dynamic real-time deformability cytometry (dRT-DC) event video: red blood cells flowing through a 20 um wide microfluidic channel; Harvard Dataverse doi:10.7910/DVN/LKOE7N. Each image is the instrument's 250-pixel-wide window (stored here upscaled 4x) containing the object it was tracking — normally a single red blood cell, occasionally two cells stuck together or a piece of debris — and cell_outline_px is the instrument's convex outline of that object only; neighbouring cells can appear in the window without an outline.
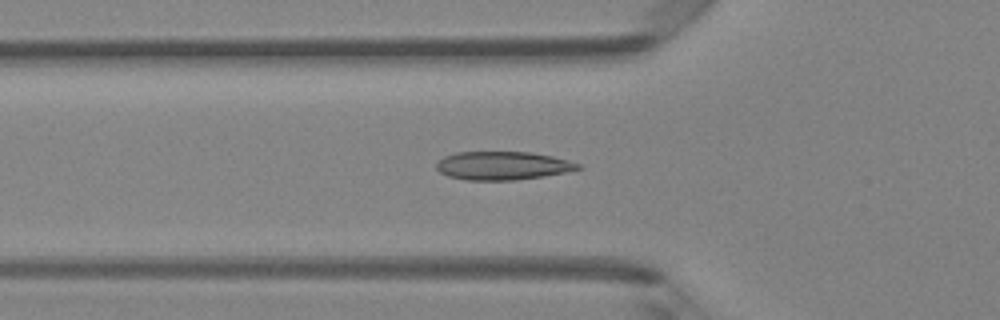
{"species": "Egyptian fruit bat (a non-hibernating species)", "species_latin": "Rousettus aegyptiacus", "temperature_condition": "room temperature", "stored_images_in_passage": 48, "camera_frame_rate_fps": 3000, "um_per_image_px": 0.085, "animal": {"sex": "female"}, "frame": {"image": 1, "passage_image": 17, "time_ms": 5.333, "image_size_px": [1000, 320], "cell_outline_px": [[580, 168], [564, 172], [544, 176], [516, 180], [468, 180], [448, 176], [440, 172], [436, 168], [436, 164], [444, 156], [456, 152], [532, 152], [552, 156], [580, 164]], "centroid_in_image_um": [42.69, 14.08], "position_along_channel_um": 83.1, "area_um2": 23.24}}
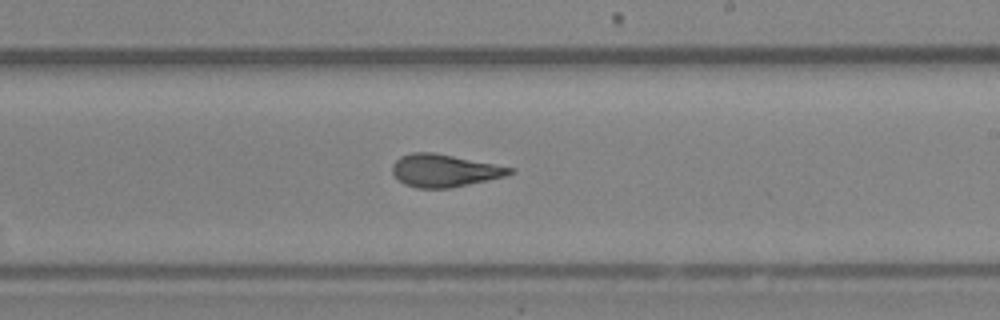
{"frame": {"image": 2, "passage_image": 29, "time_ms": 9.333, "image_size_px": [1000, 320], "cell_outline_px": [[516, 172], [504, 176], [448, 188], [416, 188], [404, 184], [392, 172], [392, 164], [400, 156], [412, 152], [436, 152], [516, 168]], "centroid_in_image_um": [37.77, 14.48], "position_along_channel_um": 251.2, "area_um2": 22.31}}
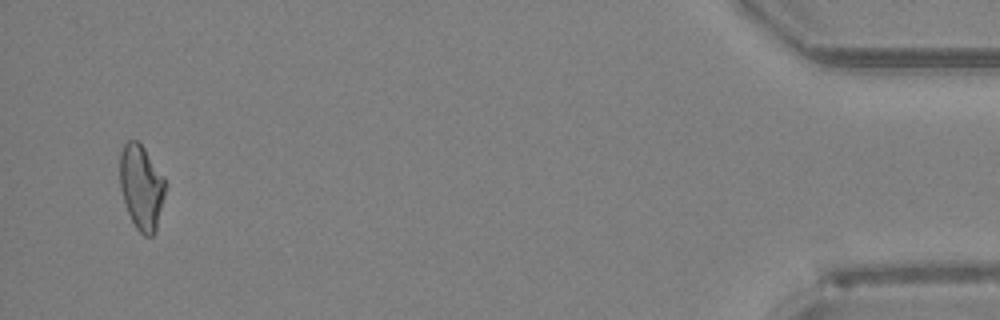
{"frame": {"image": 3, "passage_image": 47, "time_ms": 15.333, "image_size_px": [1000, 320], "cell_outline_px": [[168, 184], [156, 232], [152, 236], [144, 236], [136, 228], [128, 212], [120, 188], [120, 152], [124, 144], [128, 140], [136, 140], [144, 148], [164, 176]], "centroid_in_image_um": [12.05, 15.92], "position_along_channel_um": 423.1, "area_um2": 22.72}, "authors_computed_cell_mechanics": {"area_um2": 22.5998, "velocity_mm_per_s": 4.2076, "shape_relaxation_time_tau1_ms": 8.3437, "shape_relaxation_time_tau2_ms": 1.0899, "deformation_change_tau1": 0.2167, "deformation_change_tau2": 0.0786}}